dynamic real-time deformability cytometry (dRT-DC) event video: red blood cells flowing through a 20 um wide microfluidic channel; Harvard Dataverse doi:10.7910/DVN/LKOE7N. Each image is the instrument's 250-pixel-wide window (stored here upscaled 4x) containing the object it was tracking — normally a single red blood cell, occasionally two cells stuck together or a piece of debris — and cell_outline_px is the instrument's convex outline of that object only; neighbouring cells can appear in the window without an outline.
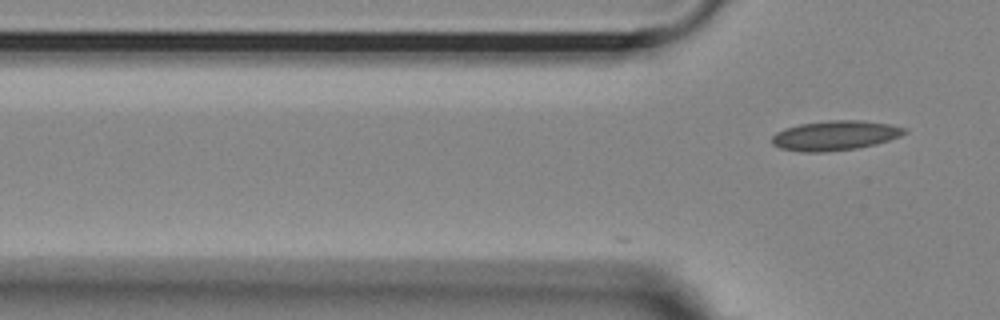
{"species": "Egyptian fruit bat (a non-hibernating species)", "species_latin": "Rousettus aegyptiacus", "temperature_condition": "room temperature", "stored_images_in_passage": 7, "camera_frame_rate_fps": 3000, "um_per_image_px": 0.085, "animal": {"sex": "female"}, "frame": {"image": 1, "passage_image": 7, "time_ms": 2.0, "image_size_px": [1000, 320], "cell_outline_px": [[908, 132], [900, 136], [876, 144], [856, 148], [824, 152], [800, 152], [780, 148], [772, 144], [772, 136], [776, 132], [784, 128], [800, 124], [828, 120], [864, 120], [888, 124], [908, 128]], "centroid_in_image_um": [70.98, 11.51], "position_along_channel_um": 54.8, "area_um2": 23.06}}